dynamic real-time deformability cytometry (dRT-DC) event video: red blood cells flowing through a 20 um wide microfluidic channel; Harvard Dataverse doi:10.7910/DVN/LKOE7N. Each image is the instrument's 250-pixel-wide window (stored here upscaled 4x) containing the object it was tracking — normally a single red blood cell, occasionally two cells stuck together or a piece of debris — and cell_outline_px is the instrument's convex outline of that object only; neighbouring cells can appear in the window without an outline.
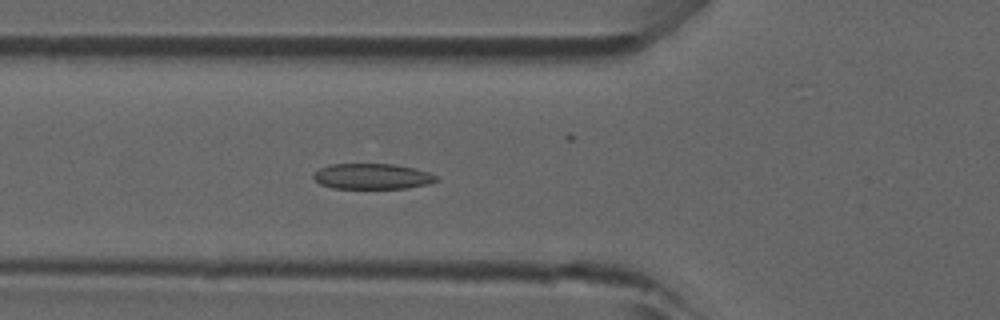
{"species": "common noctule bat (a hibernating species)", "species_latin": "Nyctalus noctula", "temperature_condition": "room temperature", "stored_images_in_passage": 20, "camera_frame_rate_fps": 3000, "um_per_image_px": 0.085, "animal": {"sex": "male", "forearm_length_mm": 52.5}, "frame": {"image": 1, "passage_image": 7, "time_ms": 2.0, "image_size_px": [1000, 320], "cell_outline_px": [[440, 180], [428, 184], [408, 188], [332, 188], [320, 184], [312, 176], [320, 168], [328, 164], [392, 164], [412, 168], [428, 172], [436, 176]], "centroid_in_image_um": [31.64, 14.99], "position_along_channel_um": 94.2, "area_um2": 18.21}}
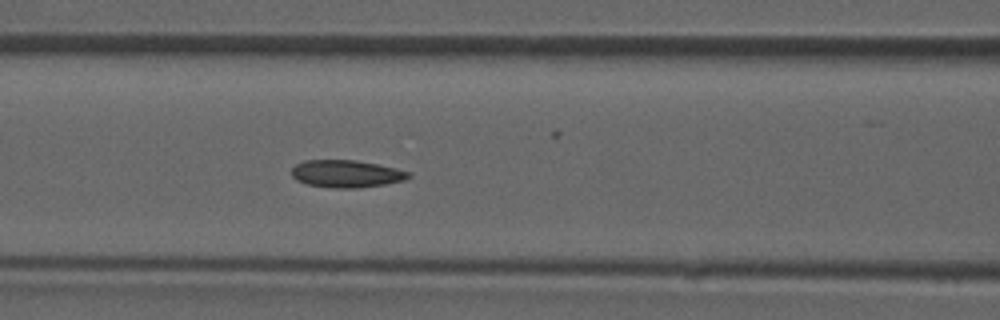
{"frame": {"image": 2, "passage_image": 10, "time_ms": 3.0, "image_size_px": [1000, 320], "cell_outline_px": [[412, 176], [404, 180], [384, 184], [360, 188], [332, 188], [308, 184], [296, 180], [292, 176], [292, 168], [296, 164], [304, 160], [356, 160], [396, 168], [412, 172]], "centroid_in_image_um": [29.45, 14.77], "position_along_channel_um": 137.1, "area_um2": 18.73}}